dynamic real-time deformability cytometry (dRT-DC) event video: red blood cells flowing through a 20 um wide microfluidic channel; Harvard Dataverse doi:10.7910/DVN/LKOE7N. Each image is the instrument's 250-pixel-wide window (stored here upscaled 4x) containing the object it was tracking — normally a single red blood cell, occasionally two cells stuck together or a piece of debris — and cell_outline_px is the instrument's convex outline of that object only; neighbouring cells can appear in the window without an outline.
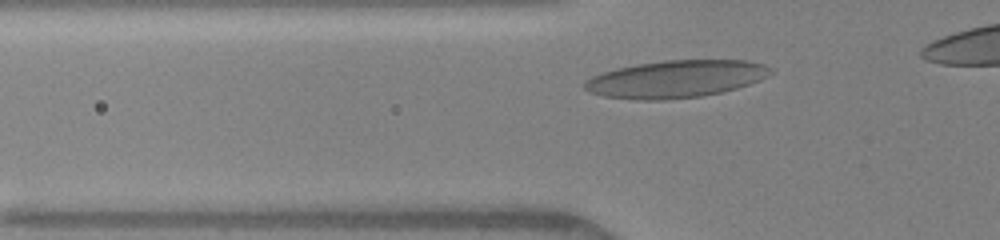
{"species": "human", "species_latin": "Homo sapiens", "temperature_condition": "warm", "stored_images_in_passage": 32, "camera_frame_rate_fps": 3000, "um_per_image_px": 0.085, "donor": {"sex": "female"}, "frame": {"image": 1, "passage_image": 5, "time_ms": 1.333, "image_size_px": [1000, 240], "cell_outline_px": [[772, 72], [768, 76], [760, 80], [736, 88], [720, 92], [700, 96], [664, 100], [636, 100], [604, 96], [588, 92], [584, 88], [584, 80], [592, 76], [604, 72], [636, 64], [664, 60], [748, 60], [764, 64]], "centroid_in_image_um": [57.42, 6.71], "position_along_channel_um": 68.4, "area_um2": 40.34}}
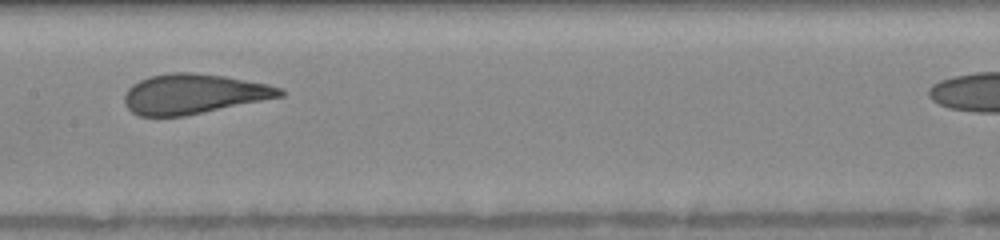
{"frame": {"image": 2, "passage_image": 14, "time_ms": 4.333, "image_size_px": [1000, 240], "cell_outline_px": [[284, 96], [184, 116], [140, 116], [132, 112], [124, 104], [124, 92], [132, 84], [148, 76], [168, 72], [192, 72], [224, 76], [268, 84], [280, 88], [284, 92]], "centroid_in_image_um": [16.41, 7.97], "position_along_channel_um": 191.0, "area_um2": 36.18}}
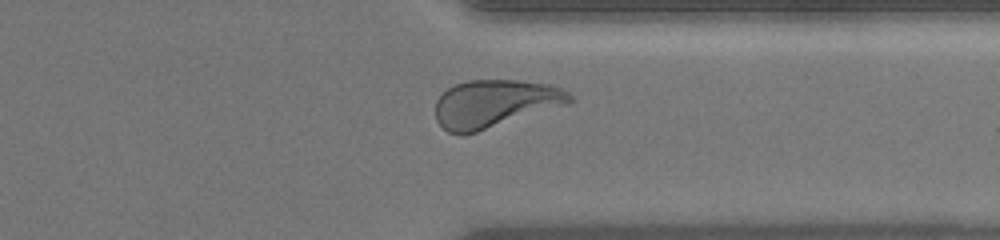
{"frame": {"image": 3, "passage_image": 27, "time_ms": 8.667, "image_size_px": [1000, 240], "cell_outline_px": [[572, 104], [464, 136], [460, 136], [448, 132], [436, 120], [436, 100], [448, 88], [456, 84], [468, 80], [516, 80], [548, 84], [560, 88], [568, 92], [572, 96]], "centroid_in_image_um": [42.08, 8.83], "position_along_channel_um": 369.3, "area_um2": 37.8}}